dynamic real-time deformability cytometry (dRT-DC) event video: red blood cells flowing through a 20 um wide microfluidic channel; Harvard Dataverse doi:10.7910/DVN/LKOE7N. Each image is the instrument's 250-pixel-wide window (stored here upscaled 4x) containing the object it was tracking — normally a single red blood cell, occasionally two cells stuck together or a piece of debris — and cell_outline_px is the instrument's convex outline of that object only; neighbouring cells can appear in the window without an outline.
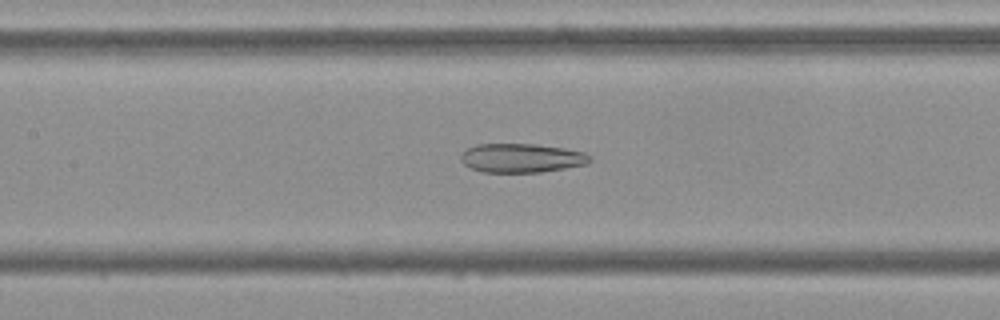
{"species": "Egyptian fruit bat (a non-hibernating species)", "species_latin": "Rousettus aegyptiacus", "temperature_condition": "cold", "stored_images_in_passage": 53, "camera_frame_rate_fps": 3000, "um_per_image_px": 0.085, "frame": {"image": 1, "passage_image": 24, "time_ms": 7.667, "image_size_px": [1000, 320], "cell_outline_px": [[592, 160], [588, 164], [540, 172], [484, 172], [472, 168], [464, 164], [460, 160], [460, 152], [476, 144], [536, 144], [564, 148], [584, 152], [592, 156]], "centroid_in_image_um": [44.33, 13.42], "position_along_channel_um": 163.1, "area_um2": 21.91}}
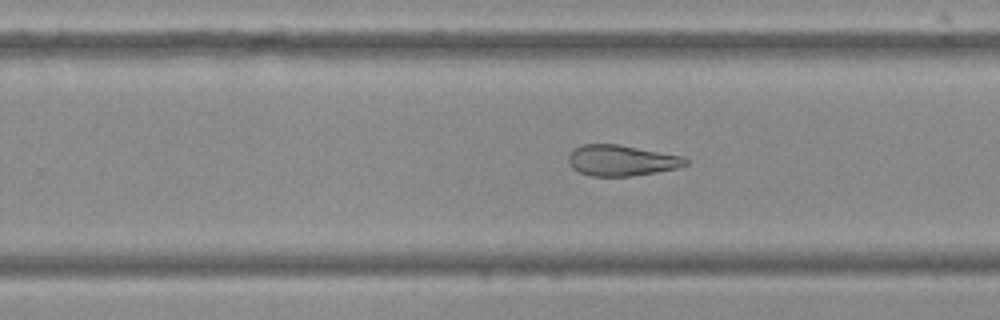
{"frame": {"image": 2, "passage_image": 33, "time_ms": 10.667, "image_size_px": [1000, 320], "cell_outline_px": [[688, 164], [676, 168], [656, 172], [632, 176], [592, 176], [580, 172], [572, 168], [568, 164], [568, 156], [580, 144], [616, 144], [684, 156], [688, 160]], "centroid_in_image_um": [52.82, 13.64], "position_along_channel_um": 277.0, "area_um2": 20.98}}
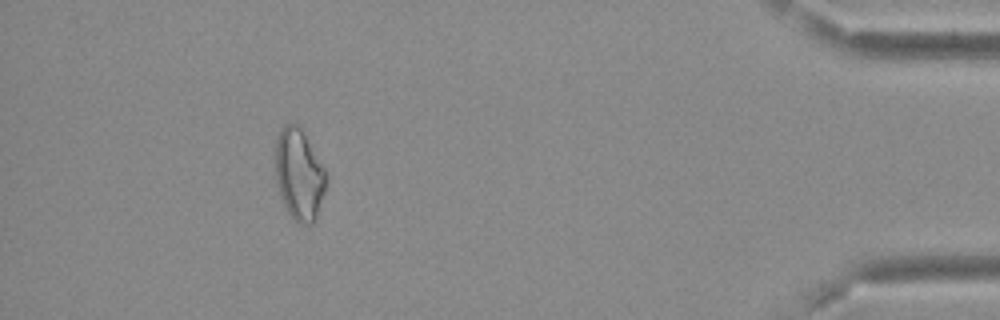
{"frame": {"image": 3, "passage_image": 48, "time_ms": 15.667, "image_size_px": [1000, 320], "cell_outline_px": [[324, 192], [316, 216], [312, 224], [296, 224], [288, 212], [284, 204], [276, 180], [276, 140], [280, 128], [284, 124], [296, 124], [300, 128], [324, 168]], "centroid_in_image_um": [25.39, 14.85], "position_along_channel_um": 409.8, "area_um2": 26.18}, "authors_computed_cell_mechanics": {"area_um2": 26.1256, "velocity_mm_per_s": 3.8022, "shape_relaxation_time_tau1_ms": null, "shape_relaxation_time_tau2_ms": 4.1428, "deformation_change_tau1": null, "deformation_change_tau2": 0.1291}}